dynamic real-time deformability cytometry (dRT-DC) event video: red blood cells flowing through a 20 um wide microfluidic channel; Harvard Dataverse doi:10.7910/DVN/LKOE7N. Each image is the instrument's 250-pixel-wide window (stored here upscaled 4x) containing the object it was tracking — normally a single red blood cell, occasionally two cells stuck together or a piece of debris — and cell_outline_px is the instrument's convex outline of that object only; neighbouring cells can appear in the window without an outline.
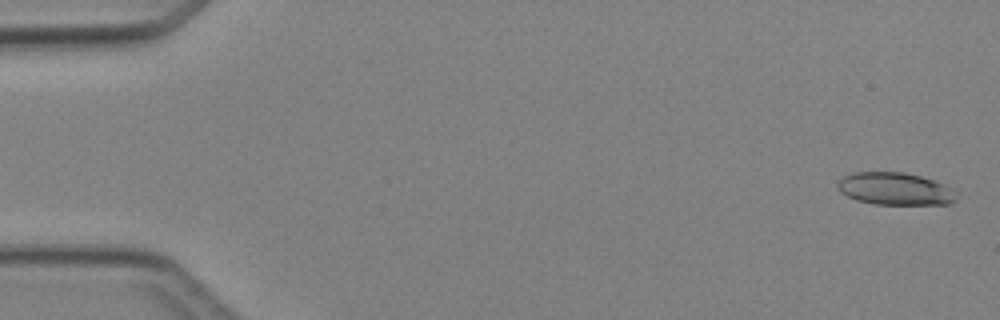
{"species": "Egyptian fruit bat (a non-hibernating species)", "species_latin": "Rousettus aegyptiacus", "temperature_condition": "cold", "stored_images_in_passage": 3, "camera_frame_rate_fps": 3000, "um_per_image_px": 0.085, "animal": {"sex": "female"}, "frame": {"image": 1, "passage_image": 1, "time_ms": 0.0, "image_size_px": [1000, 320], "cell_outline_px": [[956, 200], [948, 204], [876, 204], [856, 200], [840, 192], [836, 184], [844, 176], [852, 172], [904, 172], [920, 176], [944, 184], [952, 188], [956, 192]], "centroid_in_image_um": [76.08, 16.05], "position_along_channel_um": 8.9, "area_um2": 22.43}}